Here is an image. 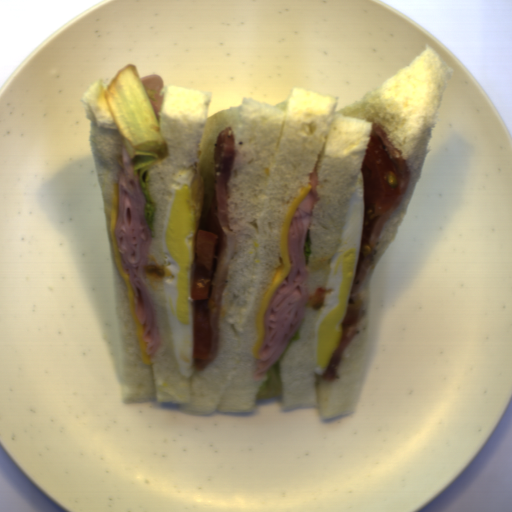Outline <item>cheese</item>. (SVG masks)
<instances>
[{
	"label": "cheese",
	"instance_id": "2",
	"mask_svg": "<svg viewBox=\"0 0 512 512\" xmlns=\"http://www.w3.org/2000/svg\"><path fill=\"white\" fill-rule=\"evenodd\" d=\"M119 209H120V185L114 184L113 188H112L111 201H110V214H109V228H110V236H111L114 260H115V264L118 268V271L120 273V276L123 280V283L126 287L127 298H128L129 306H130L132 316H133V319L135 322L137 342L140 346L142 360H143V362H145L147 364H151L152 357H149V355L146 351L147 345H146V343H143L144 327L141 324L139 317H138L137 307H136L135 298H134V292H133L132 286L130 284V277L125 272V270L123 268L122 259L120 256L117 239H116V235H115V231H116V227H117V223H118V217H119Z\"/></svg>",
	"mask_w": 512,
	"mask_h": 512
},
{
	"label": "cheese",
	"instance_id": "1",
	"mask_svg": "<svg viewBox=\"0 0 512 512\" xmlns=\"http://www.w3.org/2000/svg\"><path fill=\"white\" fill-rule=\"evenodd\" d=\"M310 184H305L297 194V196L290 203L283 220L281 222L280 240H279V261L273 273L271 282L263 294V298L257 313L256 326L258 338L255 342L253 349V356L258 359V351L262 347L265 340V315L272 300V297L278 287L282 284L285 278L290 273L292 266L288 250V236L291 223L294 219L295 213L303 200L311 190Z\"/></svg>",
	"mask_w": 512,
	"mask_h": 512
}]
</instances>
